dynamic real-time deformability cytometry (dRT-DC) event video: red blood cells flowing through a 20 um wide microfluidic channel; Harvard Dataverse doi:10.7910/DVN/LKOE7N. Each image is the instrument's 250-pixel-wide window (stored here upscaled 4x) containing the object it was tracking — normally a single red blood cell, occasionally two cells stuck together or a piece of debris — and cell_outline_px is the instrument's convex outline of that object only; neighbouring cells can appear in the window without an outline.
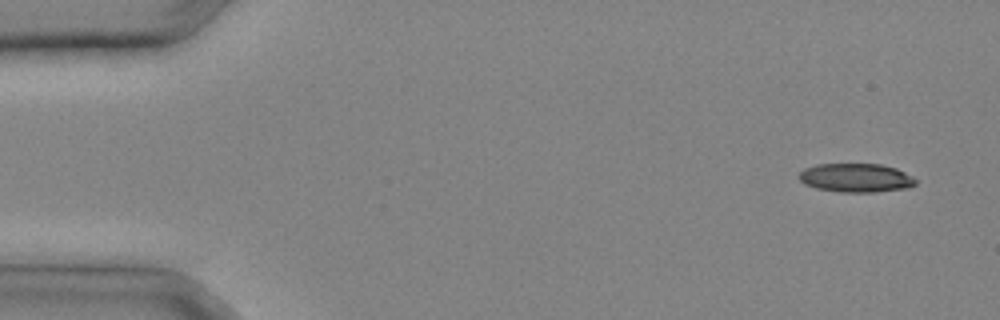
{"species": "common noctule bat (a hibernating species)", "species_latin": "Nyctalus noctula", "temperature_condition": "cold", "stored_images_in_passage": 30, "camera_frame_rate_fps": 3000, "um_per_image_px": 0.085, "animal": {"sex": "male", "body_mass_g": 20.4}, "frame": {"image": 1, "passage_image": 1, "time_ms": 0.0, "image_size_px": [1000, 320], "cell_outline_px": [[916, 184], [908, 188], [876, 192], [840, 192], [816, 188], [804, 184], [796, 176], [804, 168], [816, 164], [880, 164], [896, 168], [912, 176], [916, 180]], "centroid_in_image_um": [72.73, 15.11], "position_along_channel_um": 12.3, "area_um2": 19.71}}
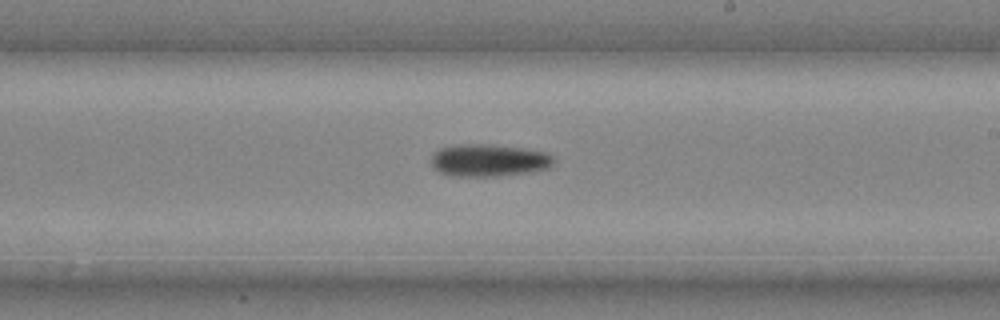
{"frame": {"image": 2, "passage_image": 18, "time_ms": 5.667, "image_size_px": [1000, 320], "cell_outline_px": [[556, 160], [548, 168], [528, 172], [496, 176], [460, 176], [440, 172], [432, 164], [432, 152], [440, 148], [452, 144], [484, 144], [524, 148], [544, 152], [552, 156]], "centroid_in_image_um": [41.54, 13.61], "position_along_channel_um": 247.5, "area_um2": 22.95}}
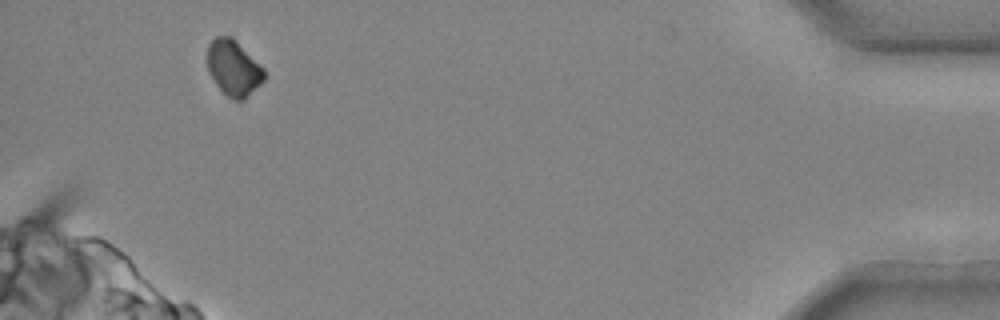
{"frame": {"image": 3, "passage_image": 29, "time_ms": 9.333, "image_size_px": [1000, 320], "cell_outline_px": [[264, 80], [244, 100], [232, 100], [216, 84], [208, 72], [208, 44], [216, 36], [232, 36], [264, 68]], "centroid_in_image_um": [19.85, 5.77], "position_along_channel_um": 415.3, "area_um2": 18.32}}